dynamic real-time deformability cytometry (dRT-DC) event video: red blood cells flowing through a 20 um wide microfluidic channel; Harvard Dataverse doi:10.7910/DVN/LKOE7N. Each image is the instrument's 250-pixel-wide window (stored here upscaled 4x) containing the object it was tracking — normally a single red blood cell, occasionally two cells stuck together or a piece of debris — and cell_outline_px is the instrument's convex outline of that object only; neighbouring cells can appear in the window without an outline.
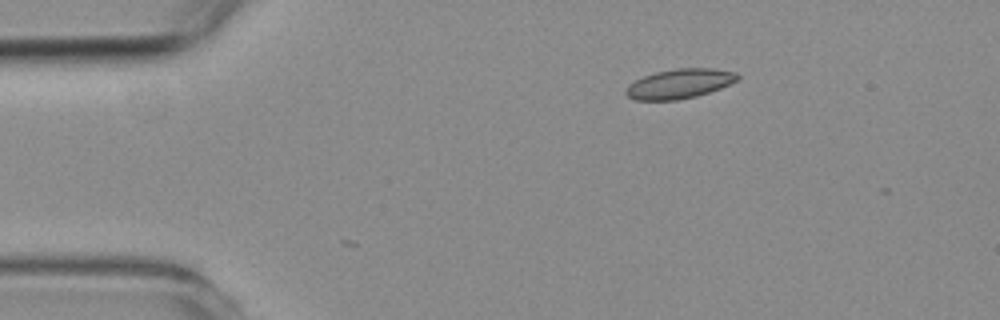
{"species": "common noctule bat (a hibernating species)", "species_latin": "Nyctalus noctula", "temperature_condition": "room temperature", "stored_images_in_passage": 41, "camera_frame_rate_fps": 3000, "um_per_image_px": 0.085, "animal": {"sex": "female", "body_mass_g": 19.3, "forearm_length_mm": 54.1}, "frame": {"image": 1, "passage_image": 1, "time_ms": 0.0, "image_size_px": [1000, 320], "cell_outline_px": [[740, 80], [720, 88], [696, 96], [676, 100], [636, 100], [628, 96], [624, 92], [628, 84], [644, 76], [656, 72], [676, 68], [712, 68], [736, 72], [740, 76]], "centroid_in_image_um": [57.78, 7.11], "position_along_channel_um": 27.2, "area_um2": 19.25}}
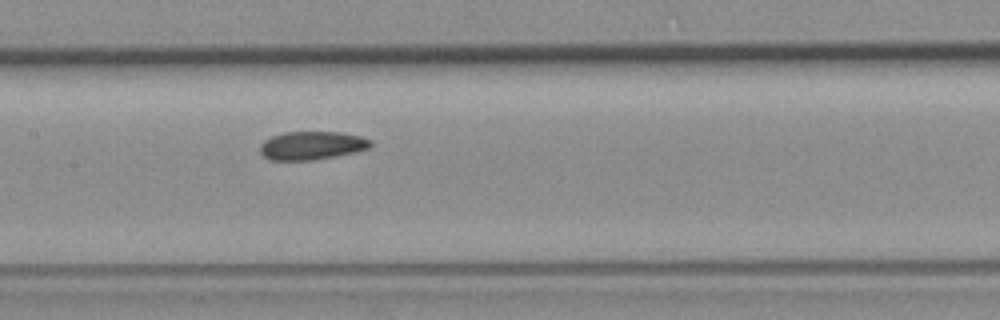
{"frame": {"image": 2, "passage_image": 18, "time_ms": 5.667, "image_size_px": [1000, 320], "cell_outline_px": [[372, 144], [368, 148], [356, 152], [336, 156], [312, 160], [268, 160], [260, 152], [260, 144], [264, 140], [272, 136], [284, 132], [340, 132], [360, 136], [372, 140]], "centroid_in_image_um": [26.49, 12.37], "position_along_channel_um": 180.9, "area_um2": 18.32}}
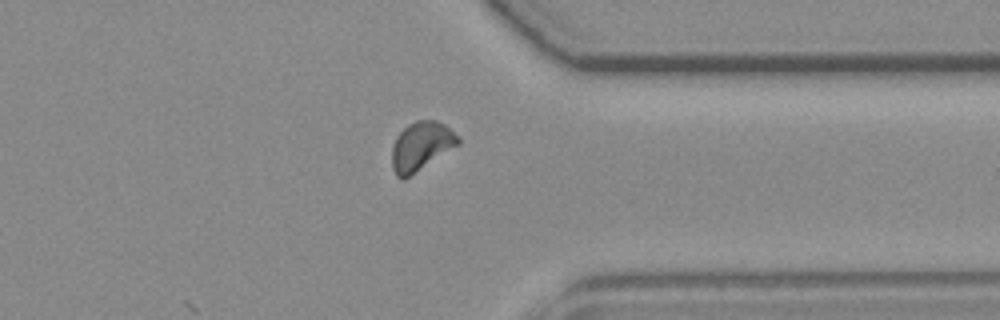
{"frame": {"image": 3, "passage_image": 34, "time_ms": 11.0, "image_size_px": [1000, 320], "cell_outline_px": [[460, 144], [404, 180], [400, 180], [396, 176], [392, 168], [392, 148], [396, 136], [408, 124], [416, 120], [436, 120], [444, 124], [460, 136]], "centroid_in_image_um": [35.8, 12.43], "position_along_channel_um": 375.6, "area_um2": 19.02}, "authors_computed_cell_mechanics": {"area_um2": 18.6116, "velocity_mm_per_s": 3.7662, "shape_relaxation_time_tau1_ms": 6.0236, "shape_relaxation_time_tau2_ms": 3.9158, "deformation_change_tau1": 0.112, "deformation_change_tau2": 0.078}}